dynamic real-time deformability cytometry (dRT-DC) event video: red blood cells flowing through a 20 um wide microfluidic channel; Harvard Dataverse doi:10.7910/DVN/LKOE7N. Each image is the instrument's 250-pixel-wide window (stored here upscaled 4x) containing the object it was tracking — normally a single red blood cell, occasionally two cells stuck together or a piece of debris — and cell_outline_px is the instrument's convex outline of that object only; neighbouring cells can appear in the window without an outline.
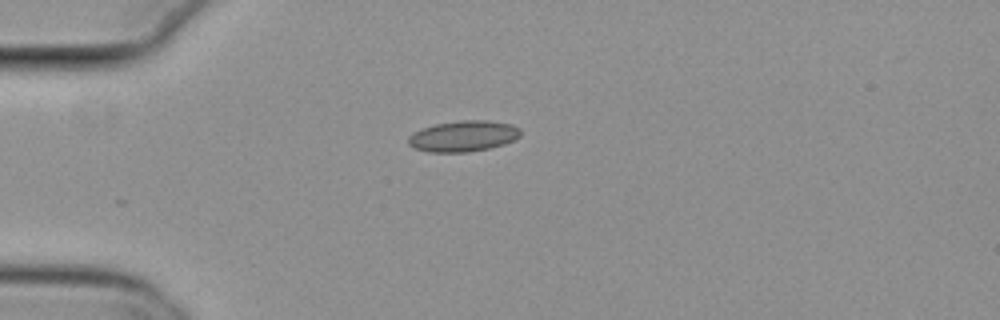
{"species": "common noctule bat (a hibernating species)", "species_latin": "Nyctalus noctula", "temperature_condition": "cold", "stored_images_in_passage": 41, "camera_frame_rate_fps": 3000, "um_per_image_px": 0.085, "animal": {"sex": "female", "body_mass_g": 29.2, "forearm_length_mm": 56.3}, "frame": {"image": 1, "passage_image": 1, "time_ms": 0.0, "image_size_px": [1000, 320], "cell_outline_px": [[520, 136], [504, 144], [488, 148], [468, 152], [428, 152], [412, 148], [408, 144], [408, 136], [412, 132], [420, 128], [436, 124], [460, 120], [488, 120], [512, 124], [520, 128]], "centroid_in_image_um": [39.34, 11.56], "position_along_channel_um": 45.7, "area_um2": 20.4}}
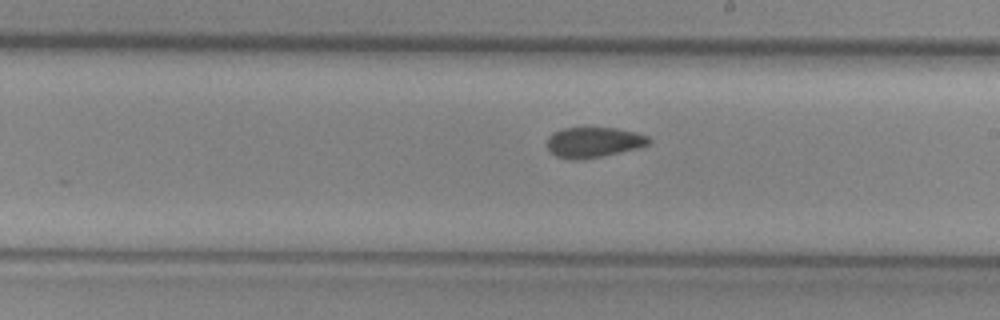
{"frame": {"image": 2, "passage_image": 18, "time_ms": 5.667, "image_size_px": [1000, 320], "cell_outline_px": [[652, 140], [648, 144], [636, 148], [600, 156], [576, 160], [572, 160], [556, 156], [548, 148], [548, 136], [552, 132], [564, 128], [616, 128], [636, 132], [648, 136]], "centroid_in_image_um": [50.45, 12.08], "position_along_channel_um": 238.6, "area_um2": 17.74}}
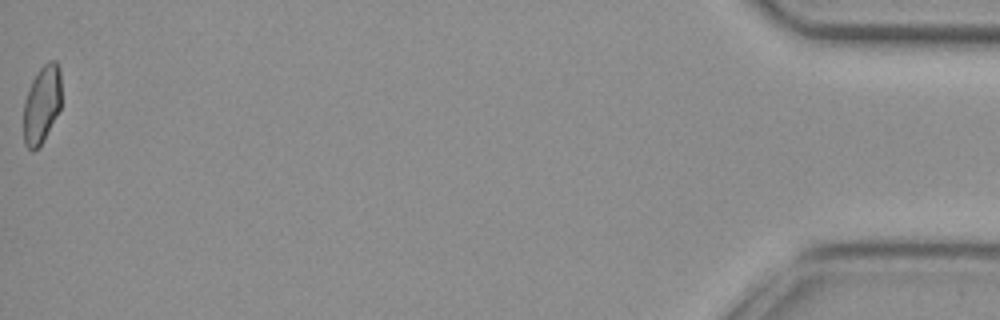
{"frame": {"image": 3, "passage_image": 41, "time_ms": 13.333, "image_size_px": [1000, 320], "cell_outline_px": [[60, 108], [44, 140], [32, 152], [24, 144], [24, 100], [28, 88], [32, 80], [40, 68], [48, 60], [56, 60], [60, 68]], "centroid_in_image_um": [3.54, 8.85], "position_along_channel_um": 431.7, "area_um2": 17.11}, "authors_computed_cell_mechanics": {"area_um2": 18.2648, "velocity_mm_per_s": 3.8092, "shape_relaxation_time_tau1_ms": null, "shape_relaxation_time_tau2_ms": 3.4755, "deformation_change_tau1": null, "deformation_change_tau2": 0.0752}}